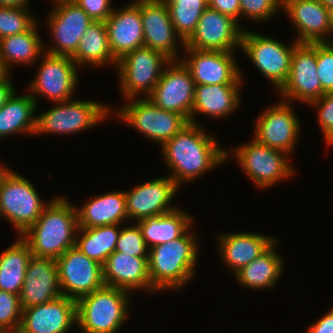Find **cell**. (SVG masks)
I'll use <instances>...</instances> for the list:
<instances>
[{
  "mask_svg": "<svg viewBox=\"0 0 333 333\" xmlns=\"http://www.w3.org/2000/svg\"><path fill=\"white\" fill-rule=\"evenodd\" d=\"M22 319L19 295L0 290V331L18 333Z\"/></svg>",
  "mask_w": 333,
  "mask_h": 333,
  "instance_id": "cell-38",
  "label": "cell"
},
{
  "mask_svg": "<svg viewBox=\"0 0 333 333\" xmlns=\"http://www.w3.org/2000/svg\"><path fill=\"white\" fill-rule=\"evenodd\" d=\"M137 223L121 228L115 251L124 252L136 257H148L149 249Z\"/></svg>",
  "mask_w": 333,
  "mask_h": 333,
  "instance_id": "cell-39",
  "label": "cell"
},
{
  "mask_svg": "<svg viewBox=\"0 0 333 333\" xmlns=\"http://www.w3.org/2000/svg\"><path fill=\"white\" fill-rule=\"evenodd\" d=\"M220 256L235 274L263 253L276 238L259 233L219 234Z\"/></svg>",
  "mask_w": 333,
  "mask_h": 333,
  "instance_id": "cell-26",
  "label": "cell"
},
{
  "mask_svg": "<svg viewBox=\"0 0 333 333\" xmlns=\"http://www.w3.org/2000/svg\"><path fill=\"white\" fill-rule=\"evenodd\" d=\"M49 204L40 199L33 184L15 171H11L0 188V207L3 217L21 236L31 227Z\"/></svg>",
  "mask_w": 333,
  "mask_h": 333,
  "instance_id": "cell-8",
  "label": "cell"
},
{
  "mask_svg": "<svg viewBox=\"0 0 333 333\" xmlns=\"http://www.w3.org/2000/svg\"><path fill=\"white\" fill-rule=\"evenodd\" d=\"M278 93L285 101L307 105L325 94L317 73L316 43H299L294 48L289 77Z\"/></svg>",
  "mask_w": 333,
  "mask_h": 333,
  "instance_id": "cell-15",
  "label": "cell"
},
{
  "mask_svg": "<svg viewBox=\"0 0 333 333\" xmlns=\"http://www.w3.org/2000/svg\"><path fill=\"white\" fill-rule=\"evenodd\" d=\"M240 85H195L191 122L198 123L193 117L196 113L215 118H224L233 113L239 107Z\"/></svg>",
  "mask_w": 333,
  "mask_h": 333,
  "instance_id": "cell-28",
  "label": "cell"
},
{
  "mask_svg": "<svg viewBox=\"0 0 333 333\" xmlns=\"http://www.w3.org/2000/svg\"><path fill=\"white\" fill-rule=\"evenodd\" d=\"M77 230V208L67 198L57 196L20 237L29 245L32 256L57 259L75 246Z\"/></svg>",
  "mask_w": 333,
  "mask_h": 333,
  "instance_id": "cell-2",
  "label": "cell"
},
{
  "mask_svg": "<svg viewBox=\"0 0 333 333\" xmlns=\"http://www.w3.org/2000/svg\"><path fill=\"white\" fill-rule=\"evenodd\" d=\"M78 227L90 228L122 224L128 220L125 191L110 192L85 202L77 208Z\"/></svg>",
  "mask_w": 333,
  "mask_h": 333,
  "instance_id": "cell-27",
  "label": "cell"
},
{
  "mask_svg": "<svg viewBox=\"0 0 333 333\" xmlns=\"http://www.w3.org/2000/svg\"><path fill=\"white\" fill-rule=\"evenodd\" d=\"M58 104V105H57ZM53 108L37 115L35 134H76L103 122L111 111L110 107L96 101L69 100L56 102Z\"/></svg>",
  "mask_w": 333,
  "mask_h": 333,
  "instance_id": "cell-5",
  "label": "cell"
},
{
  "mask_svg": "<svg viewBox=\"0 0 333 333\" xmlns=\"http://www.w3.org/2000/svg\"><path fill=\"white\" fill-rule=\"evenodd\" d=\"M52 1H55L56 7H53L49 14L47 26L56 43L45 52L71 57L81 37L94 20L75 1Z\"/></svg>",
  "mask_w": 333,
  "mask_h": 333,
  "instance_id": "cell-14",
  "label": "cell"
},
{
  "mask_svg": "<svg viewBox=\"0 0 333 333\" xmlns=\"http://www.w3.org/2000/svg\"><path fill=\"white\" fill-rule=\"evenodd\" d=\"M169 176L180 188L185 181L201 177L224 161L229 153L218 145L215 137L206 134L198 123L189 122L161 146Z\"/></svg>",
  "mask_w": 333,
  "mask_h": 333,
  "instance_id": "cell-1",
  "label": "cell"
},
{
  "mask_svg": "<svg viewBox=\"0 0 333 333\" xmlns=\"http://www.w3.org/2000/svg\"><path fill=\"white\" fill-rule=\"evenodd\" d=\"M307 333H333V309L313 323Z\"/></svg>",
  "mask_w": 333,
  "mask_h": 333,
  "instance_id": "cell-45",
  "label": "cell"
},
{
  "mask_svg": "<svg viewBox=\"0 0 333 333\" xmlns=\"http://www.w3.org/2000/svg\"><path fill=\"white\" fill-rule=\"evenodd\" d=\"M61 295L56 259L32 256L19 295L22 309L48 303Z\"/></svg>",
  "mask_w": 333,
  "mask_h": 333,
  "instance_id": "cell-23",
  "label": "cell"
},
{
  "mask_svg": "<svg viewBox=\"0 0 333 333\" xmlns=\"http://www.w3.org/2000/svg\"><path fill=\"white\" fill-rule=\"evenodd\" d=\"M232 152L245 175L258 188L271 187L295 174L286 153L272 149L255 138L250 143L237 146Z\"/></svg>",
  "mask_w": 333,
  "mask_h": 333,
  "instance_id": "cell-10",
  "label": "cell"
},
{
  "mask_svg": "<svg viewBox=\"0 0 333 333\" xmlns=\"http://www.w3.org/2000/svg\"><path fill=\"white\" fill-rule=\"evenodd\" d=\"M171 60L149 47H139L117 61L120 89L125 98H136L144 92L148 97ZM140 94V95H139Z\"/></svg>",
  "mask_w": 333,
  "mask_h": 333,
  "instance_id": "cell-7",
  "label": "cell"
},
{
  "mask_svg": "<svg viewBox=\"0 0 333 333\" xmlns=\"http://www.w3.org/2000/svg\"><path fill=\"white\" fill-rule=\"evenodd\" d=\"M282 9L297 29L296 42H329L330 9L319 0H282Z\"/></svg>",
  "mask_w": 333,
  "mask_h": 333,
  "instance_id": "cell-22",
  "label": "cell"
},
{
  "mask_svg": "<svg viewBox=\"0 0 333 333\" xmlns=\"http://www.w3.org/2000/svg\"><path fill=\"white\" fill-rule=\"evenodd\" d=\"M11 171L12 170L5 168V166L4 167H2V165L0 166V188H1V185L3 184L5 178L9 175V173Z\"/></svg>",
  "mask_w": 333,
  "mask_h": 333,
  "instance_id": "cell-49",
  "label": "cell"
},
{
  "mask_svg": "<svg viewBox=\"0 0 333 333\" xmlns=\"http://www.w3.org/2000/svg\"><path fill=\"white\" fill-rule=\"evenodd\" d=\"M168 8L175 32L185 43L196 29L208 0H163Z\"/></svg>",
  "mask_w": 333,
  "mask_h": 333,
  "instance_id": "cell-36",
  "label": "cell"
},
{
  "mask_svg": "<svg viewBox=\"0 0 333 333\" xmlns=\"http://www.w3.org/2000/svg\"><path fill=\"white\" fill-rule=\"evenodd\" d=\"M184 52L188 56L181 61L190 70L195 85L242 84L241 70L233 52L192 48H184Z\"/></svg>",
  "mask_w": 333,
  "mask_h": 333,
  "instance_id": "cell-18",
  "label": "cell"
},
{
  "mask_svg": "<svg viewBox=\"0 0 333 333\" xmlns=\"http://www.w3.org/2000/svg\"><path fill=\"white\" fill-rule=\"evenodd\" d=\"M42 64L33 79L29 90L36 101L42 95L54 103L72 99V94L78 84L77 65L71 57L44 53Z\"/></svg>",
  "mask_w": 333,
  "mask_h": 333,
  "instance_id": "cell-13",
  "label": "cell"
},
{
  "mask_svg": "<svg viewBox=\"0 0 333 333\" xmlns=\"http://www.w3.org/2000/svg\"><path fill=\"white\" fill-rule=\"evenodd\" d=\"M179 187L167 177L144 182L131 191H125L128 220L135 222L145 217L165 214L177 208L171 205Z\"/></svg>",
  "mask_w": 333,
  "mask_h": 333,
  "instance_id": "cell-21",
  "label": "cell"
},
{
  "mask_svg": "<svg viewBox=\"0 0 333 333\" xmlns=\"http://www.w3.org/2000/svg\"><path fill=\"white\" fill-rule=\"evenodd\" d=\"M10 74V71L6 68L0 57V82L5 81L8 77L11 78Z\"/></svg>",
  "mask_w": 333,
  "mask_h": 333,
  "instance_id": "cell-48",
  "label": "cell"
},
{
  "mask_svg": "<svg viewBox=\"0 0 333 333\" xmlns=\"http://www.w3.org/2000/svg\"><path fill=\"white\" fill-rule=\"evenodd\" d=\"M36 28L37 22L24 33L0 39V57L9 71L11 63L32 64L45 53Z\"/></svg>",
  "mask_w": 333,
  "mask_h": 333,
  "instance_id": "cell-34",
  "label": "cell"
},
{
  "mask_svg": "<svg viewBox=\"0 0 333 333\" xmlns=\"http://www.w3.org/2000/svg\"><path fill=\"white\" fill-rule=\"evenodd\" d=\"M309 105L317 106L324 141L329 146L333 145V93H325Z\"/></svg>",
  "mask_w": 333,
  "mask_h": 333,
  "instance_id": "cell-42",
  "label": "cell"
},
{
  "mask_svg": "<svg viewBox=\"0 0 333 333\" xmlns=\"http://www.w3.org/2000/svg\"><path fill=\"white\" fill-rule=\"evenodd\" d=\"M29 0H0V6L12 8H28Z\"/></svg>",
  "mask_w": 333,
  "mask_h": 333,
  "instance_id": "cell-47",
  "label": "cell"
},
{
  "mask_svg": "<svg viewBox=\"0 0 333 333\" xmlns=\"http://www.w3.org/2000/svg\"><path fill=\"white\" fill-rule=\"evenodd\" d=\"M104 285L127 292L148 290L155 292L148 272V257H136L114 251L102 265Z\"/></svg>",
  "mask_w": 333,
  "mask_h": 333,
  "instance_id": "cell-24",
  "label": "cell"
},
{
  "mask_svg": "<svg viewBox=\"0 0 333 333\" xmlns=\"http://www.w3.org/2000/svg\"><path fill=\"white\" fill-rule=\"evenodd\" d=\"M128 292L104 285L76 301L77 325L84 333H116L128 315Z\"/></svg>",
  "mask_w": 333,
  "mask_h": 333,
  "instance_id": "cell-4",
  "label": "cell"
},
{
  "mask_svg": "<svg viewBox=\"0 0 333 333\" xmlns=\"http://www.w3.org/2000/svg\"><path fill=\"white\" fill-rule=\"evenodd\" d=\"M282 8V0H240V15L251 21L269 20Z\"/></svg>",
  "mask_w": 333,
  "mask_h": 333,
  "instance_id": "cell-41",
  "label": "cell"
},
{
  "mask_svg": "<svg viewBox=\"0 0 333 333\" xmlns=\"http://www.w3.org/2000/svg\"><path fill=\"white\" fill-rule=\"evenodd\" d=\"M291 105V102L283 99L280 103L266 108L258 116L254 128V138L257 141L287 155L293 152L301 132L300 120Z\"/></svg>",
  "mask_w": 333,
  "mask_h": 333,
  "instance_id": "cell-17",
  "label": "cell"
},
{
  "mask_svg": "<svg viewBox=\"0 0 333 333\" xmlns=\"http://www.w3.org/2000/svg\"><path fill=\"white\" fill-rule=\"evenodd\" d=\"M207 2L208 8L238 21V17H240V0H208Z\"/></svg>",
  "mask_w": 333,
  "mask_h": 333,
  "instance_id": "cell-44",
  "label": "cell"
},
{
  "mask_svg": "<svg viewBox=\"0 0 333 333\" xmlns=\"http://www.w3.org/2000/svg\"><path fill=\"white\" fill-rule=\"evenodd\" d=\"M15 241L0 255V290L20 295L32 253L20 236Z\"/></svg>",
  "mask_w": 333,
  "mask_h": 333,
  "instance_id": "cell-33",
  "label": "cell"
},
{
  "mask_svg": "<svg viewBox=\"0 0 333 333\" xmlns=\"http://www.w3.org/2000/svg\"><path fill=\"white\" fill-rule=\"evenodd\" d=\"M242 34L243 29L236 20L207 7L195 31L182 47L234 52L238 47L241 49Z\"/></svg>",
  "mask_w": 333,
  "mask_h": 333,
  "instance_id": "cell-16",
  "label": "cell"
},
{
  "mask_svg": "<svg viewBox=\"0 0 333 333\" xmlns=\"http://www.w3.org/2000/svg\"><path fill=\"white\" fill-rule=\"evenodd\" d=\"M14 90L0 108V138L17 133L36 131V101L28 94L17 96Z\"/></svg>",
  "mask_w": 333,
  "mask_h": 333,
  "instance_id": "cell-31",
  "label": "cell"
},
{
  "mask_svg": "<svg viewBox=\"0 0 333 333\" xmlns=\"http://www.w3.org/2000/svg\"><path fill=\"white\" fill-rule=\"evenodd\" d=\"M276 242L277 239L256 259L234 274L240 285L254 290L274 288L284 266L281 256L275 251Z\"/></svg>",
  "mask_w": 333,
  "mask_h": 333,
  "instance_id": "cell-30",
  "label": "cell"
},
{
  "mask_svg": "<svg viewBox=\"0 0 333 333\" xmlns=\"http://www.w3.org/2000/svg\"><path fill=\"white\" fill-rule=\"evenodd\" d=\"M195 82L181 60H171L148 98L162 110L183 115L191 122Z\"/></svg>",
  "mask_w": 333,
  "mask_h": 333,
  "instance_id": "cell-11",
  "label": "cell"
},
{
  "mask_svg": "<svg viewBox=\"0 0 333 333\" xmlns=\"http://www.w3.org/2000/svg\"><path fill=\"white\" fill-rule=\"evenodd\" d=\"M333 34V8L330 9V36ZM329 42L333 43V38H329Z\"/></svg>",
  "mask_w": 333,
  "mask_h": 333,
  "instance_id": "cell-50",
  "label": "cell"
},
{
  "mask_svg": "<svg viewBox=\"0 0 333 333\" xmlns=\"http://www.w3.org/2000/svg\"><path fill=\"white\" fill-rule=\"evenodd\" d=\"M94 21H106L114 11L111 0H74Z\"/></svg>",
  "mask_w": 333,
  "mask_h": 333,
  "instance_id": "cell-43",
  "label": "cell"
},
{
  "mask_svg": "<svg viewBox=\"0 0 333 333\" xmlns=\"http://www.w3.org/2000/svg\"><path fill=\"white\" fill-rule=\"evenodd\" d=\"M8 77L5 81L0 82V108L5 104L8 97L13 93L15 87Z\"/></svg>",
  "mask_w": 333,
  "mask_h": 333,
  "instance_id": "cell-46",
  "label": "cell"
},
{
  "mask_svg": "<svg viewBox=\"0 0 333 333\" xmlns=\"http://www.w3.org/2000/svg\"><path fill=\"white\" fill-rule=\"evenodd\" d=\"M1 216L3 217V215H2V211H1V207H0V217H1Z\"/></svg>",
  "mask_w": 333,
  "mask_h": 333,
  "instance_id": "cell-52",
  "label": "cell"
},
{
  "mask_svg": "<svg viewBox=\"0 0 333 333\" xmlns=\"http://www.w3.org/2000/svg\"><path fill=\"white\" fill-rule=\"evenodd\" d=\"M62 295L78 300L104 286L102 265L76 246L56 259Z\"/></svg>",
  "mask_w": 333,
  "mask_h": 333,
  "instance_id": "cell-12",
  "label": "cell"
},
{
  "mask_svg": "<svg viewBox=\"0 0 333 333\" xmlns=\"http://www.w3.org/2000/svg\"><path fill=\"white\" fill-rule=\"evenodd\" d=\"M120 225L111 224L90 228L78 227L75 246L83 254L103 265L107 258L115 251L121 231Z\"/></svg>",
  "mask_w": 333,
  "mask_h": 333,
  "instance_id": "cell-35",
  "label": "cell"
},
{
  "mask_svg": "<svg viewBox=\"0 0 333 333\" xmlns=\"http://www.w3.org/2000/svg\"><path fill=\"white\" fill-rule=\"evenodd\" d=\"M325 7L333 8V0H319Z\"/></svg>",
  "mask_w": 333,
  "mask_h": 333,
  "instance_id": "cell-51",
  "label": "cell"
},
{
  "mask_svg": "<svg viewBox=\"0 0 333 333\" xmlns=\"http://www.w3.org/2000/svg\"><path fill=\"white\" fill-rule=\"evenodd\" d=\"M77 325L76 300L64 295L37 306L22 309L18 333H67Z\"/></svg>",
  "mask_w": 333,
  "mask_h": 333,
  "instance_id": "cell-20",
  "label": "cell"
},
{
  "mask_svg": "<svg viewBox=\"0 0 333 333\" xmlns=\"http://www.w3.org/2000/svg\"><path fill=\"white\" fill-rule=\"evenodd\" d=\"M133 2L141 11L144 46L163 53L170 60H180L176 43L184 46V42L175 32L166 3L163 0Z\"/></svg>",
  "mask_w": 333,
  "mask_h": 333,
  "instance_id": "cell-19",
  "label": "cell"
},
{
  "mask_svg": "<svg viewBox=\"0 0 333 333\" xmlns=\"http://www.w3.org/2000/svg\"><path fill=\"white\" fill-rule=\"evenodd\" d=\"M189 229L178 239L149 249L148 272L155 291L181 289L193 278L198 244Z\"/></svg>",
  "mask_w": 333,
  "mask_h": 333,
  "instance_id": "cell-3",
  "label": "cell"
},
{
  "mask_svg": "<svg viewBox=\"0 0 333 333\" xmlns=\"http://www.w3.org/2000/svg\"><path fill=\"white\" fill-rule=\"evenodd\" d=\"M28 8L0 6V39L28 31L37 21Z\"/></svg>",
  "mask_w": 333,
  "mask_h": 333,
  "instance_id": "cell-37",
  "label": "cell"
},
{
  "mask_svg": "<svg viewBox=\"0 0 333 333\" xmlns=\"http://www.w3.org/2000/svg\"><path fill=\"white\" fill-rule=\"evenodd\" d=\"M77 67L85 65L103 66L112 64L117 66L109 44L105 21H93L81 37L75 53L71 56Z\"/></svg>",
  "mask_w": 333,
  "mask_h": 333,
  "instance_id": "cell-32",
  "label": "cell"
},
{
  "mask_svg": "<svg viewBox=\"0 0 333 333\" xmlns=\"http://www.w3.org/2000/svg\"><path fill=\"white\" fill-rule=\"evenodd\" d=\"M127 100V104L116 108L113 114L160 146L189 123L183 115L157 107L148 97Z\"/></svg>",
  "mask_w": 333,
  "mask_h": 333,
  "instance_id": "cell-6",
  "label": "cell"
},
{
  "mask_svg": "<svg viewBox=\"0 0 333 333\" xmlns=\"http://www.w3.org/2000/svg\"><path fill=\"white\" fill-rule=\"evenodd\" d=\"M298 44L294 40L288 47L266 35L243 30L240 50L274 84L278 92L289 77L292 53Z\"/></svg>",
  "mask_w": 333,
  "mask_h": 333,
  "instance_id": "cell-9",
  "label": "cell"
},
{
  "mask_svg": "<svg viewBox=\"0 0 333 333\" xmlns=\"http://www.w3.org/2000/svg\"><path fill=\"white\" fill-rule=\"evenodd\" d=\"M193 217L176 208L165 214L145 217L136 223L148 249L180 238L193 223Z\"/></svg>",
  "mask_w": 333,
  "mask_h": 333,
  "instance_id": "cell-29",
  "label": "cell"
},
{
  "mask_svg": "<svg viewBox=\"0 0 333 333\" xmlns=\"http://www.w3.org/2000/svg\"><path fill=\"white\" fill-rule=\"evenodd\" d=\"M317 73L325 93H333V43H316Z\"/></svg>",
  "mask_w": 333,
  "mask_h": 333,
  "instance_id": "cell-40",
  "label": "cell"
},
{
  "mask_svg": "<svg viewBox=\"0 0 333 333\" xmlns=\"http://www.w3.org/2000/svg\"><path fill=\"white\" fill-rule=\"evenodd\" d=\"M105 25L112 55L117 61L144 46L141 11L133 1L123 9H114Z\"/></svg>",
  "mask_w": 333,
  "mask_h": 333,
  "instance_id": "cell-25",
  "label": "cell"
}]
</instances>
